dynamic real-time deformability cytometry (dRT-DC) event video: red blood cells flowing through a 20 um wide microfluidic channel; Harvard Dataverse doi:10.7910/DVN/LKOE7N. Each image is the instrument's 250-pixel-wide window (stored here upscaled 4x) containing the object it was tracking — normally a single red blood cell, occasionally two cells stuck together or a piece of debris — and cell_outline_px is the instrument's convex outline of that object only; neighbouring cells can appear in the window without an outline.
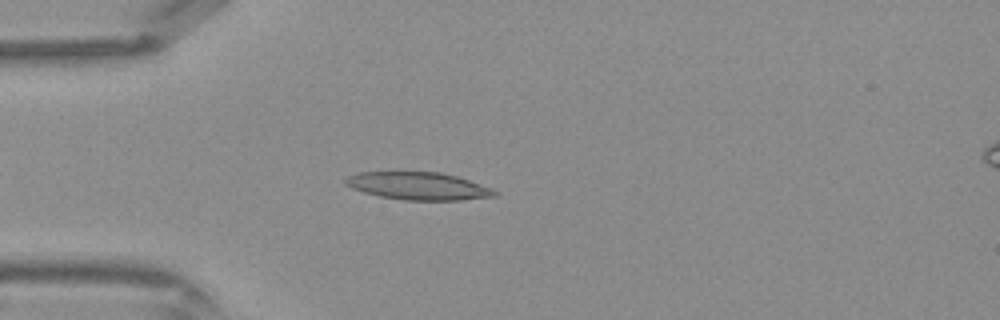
{"species": "Egyptian fruit bat (a non-hibernating species)", "species_latin": "Rousettus aegyptiacus", "temperature_condition": "warm", "stored_images_in_passage": 37, "camera_frame_rate_fps": 3000, "um_per_image_px": 0.085, "frame": {"image": 1, "passage_image": 6, "time_ms": 1.667, "image_size_px": [1000, 320], "cell_outline_px": [[496, 196], [460, 200], [404, 200], [380, 196], [364, 192], [352, 188], [344, 184], [344, 180], [348, 176], [360, 172], [440, 172], [456, 176], [492, 188], [496, 192]], "centroid_in_image_um": [35.53, 15.81], "position_along_channel_um": 49.5, "area_um2": 23.81}}
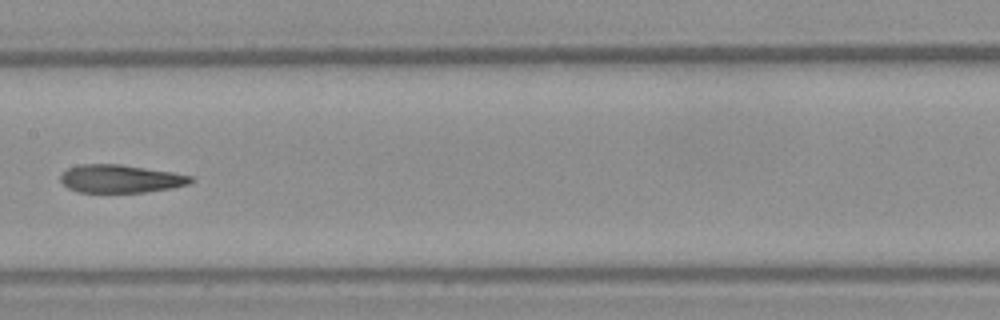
{"frame": {"image": 2, "passage_image": 16, "time_ms": 5.0, "image_size_px": [1000, 320], "cell_outline_px": [[196, 180], [188, 184], [172, 188], [144, 192], [76, 192], [68, 188], [60, 180], [60, 176], [68, 168], [80, 164], [120, 164], [172, 172], [192, 176]], "centroid_in_image_um": [10.25, 15.19], "position_along_channel_um": 197.1, "area_um2": 21.27}}
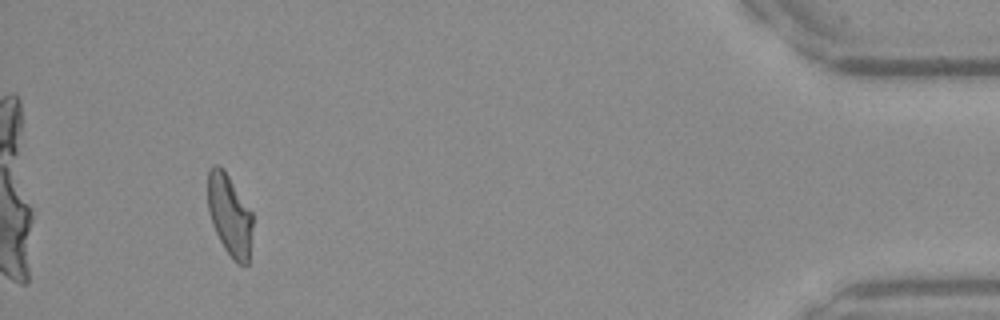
{"frame": {"image": 3, "passage_image": 34, "time_ms": 11.0, "image_size_px": [1000, 320], "cell_outline_px": [[252, 228], [248, 264], [236, 264], [232, 260], [224, 248], [212, 224], [208, 212], [208, 172], [212, 164], [216, 164], [228, 176], [252, 212]], "centroid_in_image_um": [19.51, 18.32], "position_along_channel_um": 415.7, "area_um2": 21.04}}